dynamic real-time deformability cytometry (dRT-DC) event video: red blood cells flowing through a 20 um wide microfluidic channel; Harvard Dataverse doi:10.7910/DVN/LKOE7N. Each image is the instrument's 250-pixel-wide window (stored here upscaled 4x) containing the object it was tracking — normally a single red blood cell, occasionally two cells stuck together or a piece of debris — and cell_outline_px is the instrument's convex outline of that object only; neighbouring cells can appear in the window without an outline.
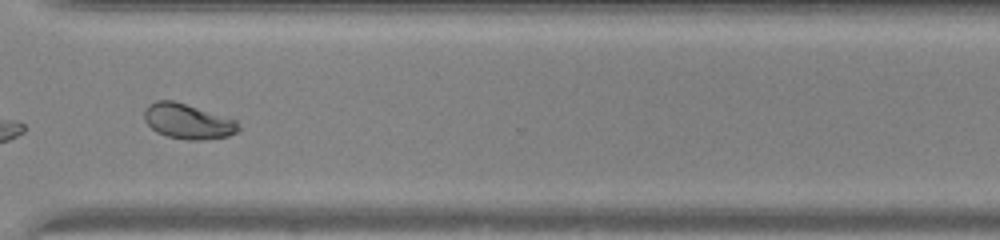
{"species": "common noctule bat (a hibernating species)", "species_latin": "Nyctalus noctula", "temperature_condition": "warm", "stored_images_in_passage": 41, "camera_frame_rate_fps": 3000, "um_per_image_px": 0.085, "animal": {"sex": "male", "body_mass_g": 20.0, "forearm_length_mm": 53.3}, "frame": {"image": 1, "passage_image": 30, "time_ms": 9.667, "image_size_px": [1000, 240], "cell_outline_px": [[240, 128], [236, 132], [228, 136], [204, 140], [188, 140], [168, 136], [156, 132], [144, 120], [144, 108], [148, 104], [156, 100], [172, 100], [236, 120]], "centroid_in_image_um": [15.93, 10.32], "position_along_channel_um": 354.7, "area_um2": 19.13}}
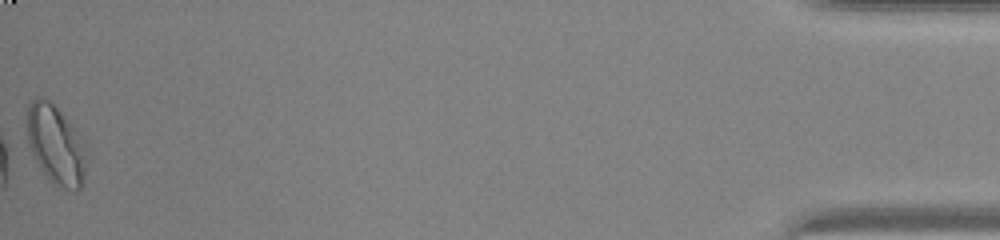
{"frame": {"image": 2, "passage_image": 41, "time_ms": 13.333, "image_size_px": [1000, 240], "cell_outline_px": [[88, 156], [84, 176], [80, 188], [76, 192], [60, 188], [52, 184], [48, 180], [40, 168], [32, 152], [28, 140], [24, 120], [28, 104], [36, 96], [40, 96], [48, 100], [72, 124], [88, 144]], "centroid_in_image_um": [4.76, 12.31], "position_along_channel_um": 430.4, "area_um2": 28.44}}